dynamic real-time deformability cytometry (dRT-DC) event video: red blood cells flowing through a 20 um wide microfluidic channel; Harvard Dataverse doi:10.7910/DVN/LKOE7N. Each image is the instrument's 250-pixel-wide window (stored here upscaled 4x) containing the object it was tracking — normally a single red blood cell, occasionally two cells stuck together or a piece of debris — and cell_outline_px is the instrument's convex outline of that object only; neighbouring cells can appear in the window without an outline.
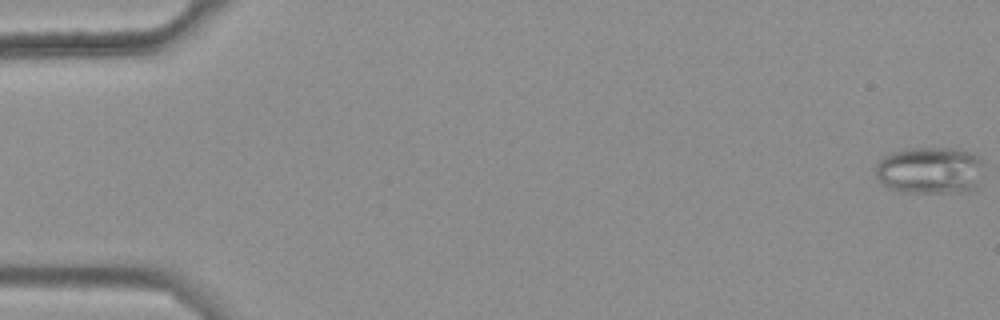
{"species": "common noctule bat (a hibernating species)", "species_latin": "Nyctalus noctula", "temperature_condition": "warm", "stored_images_in_passage": 37, "camera_frame_rate_fps": 3000, "um_per_image_px": 0.085, "animal": {"sex": "female", "body_mass_g": 25.1}, "frame": {"image": 1, "passage_image": 1, "time_ms": 0.0, "image_size_px": [1000, 320], "cell_outline_px": [[980, 160], [976, 184], [968, 192], [908, 192], [888, 188], [876, 176], [876, 164], [884, 156], [892, 152], [908, 148], [960, 148], [976, 156]], "centroid_in_image_um": [78.97, 14.47], "position_along_channel_um": 6.0, "area_um2": 29.07}}
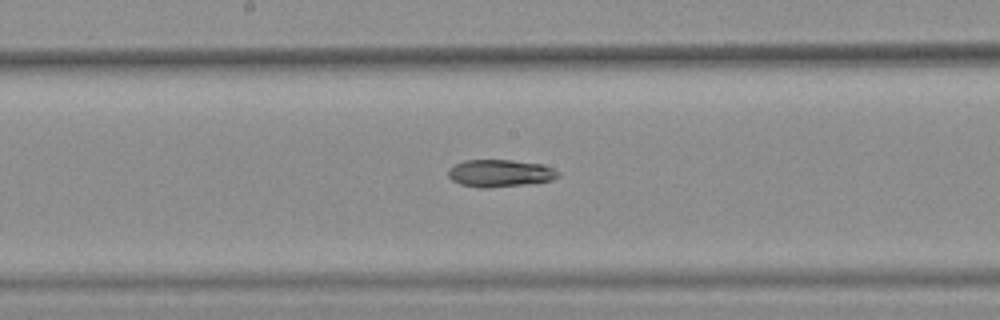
{"frame": {"image": 2, "passage_image": 30, "time_ms": 9.667, "image_size_px": [1000, 320], "cell_outline_px": [[560, 176], [552, 180], [524, 184], [484, 188], [480, 188], [460, 184], [452, 180], [448, 176], [448, 168], [464, 160], [512, 160], [544, 164], [560, 172]], "centroid_in_image_um": [42.5, 14.71], "position_along_channel_um": 205.7, "area_um2": 17.51}}
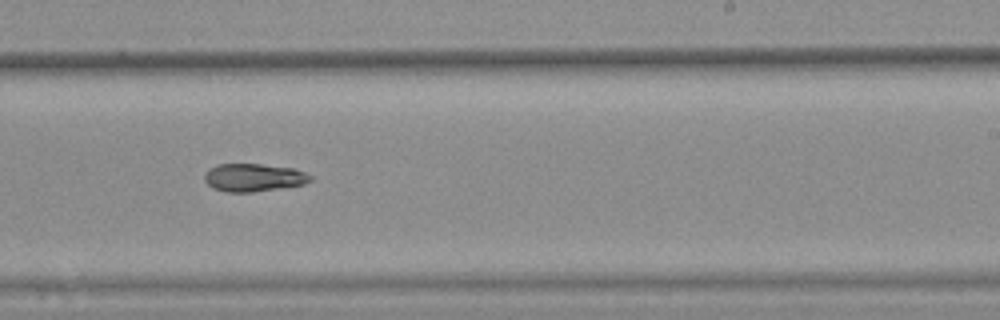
{"frame": {"image": 3, "passage_image": 35, "time_ms": 11.333, "image_size_px": [1000, 320], "cell_outline_px": [[312, 180], [304, 184], [252, 192], [224, 192], [212, 188], [204, 180], [204, 176], [216, 164], [260, 164], [292, 168], [304, 172], [312, 176]], "centroid_in_image_um": [21.55, 15.1], "position_along_channel_um": 267.5, "area_um2": 17.05}}